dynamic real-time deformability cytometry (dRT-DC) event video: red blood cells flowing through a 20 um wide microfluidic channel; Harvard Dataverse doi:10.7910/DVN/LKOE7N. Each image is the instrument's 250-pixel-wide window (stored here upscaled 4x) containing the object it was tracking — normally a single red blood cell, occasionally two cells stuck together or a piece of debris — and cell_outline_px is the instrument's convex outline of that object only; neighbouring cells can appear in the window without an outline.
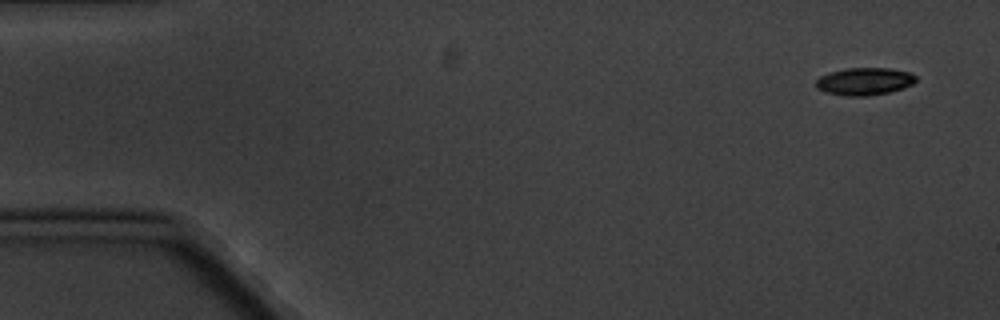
{"species": "common noctule bat (a hibernating species)", "species_latin": "Nyctalus noctula", "temperature_condition": "cold", "stored_images_in_passage": 6, "segment_of_instrument_passage": [1, 2], "camera_frame_rate_fps": 3000, "um_per_image_px": 0.085, "animal": {"sex": "male", "body_mass_g": 20.1, "forearm_length_mm": 53.5}, "frame": {"image": 1, "passage_image": 1, "time_ms": 0.0, "image_size_px": [1000, 320], "cell_outline_px": [[916, 80], [912, 84], [904, 88], [888, 92], [868, 96], [844, 96], [824, 92], [816, 88], [816, 80], [820, 76], [844, 68], [888, 68], [908, 72], [916, 76]], "centroid_in_image_um": [73.45, 6.92], "position_along_channel_um": 11.5, "area_um2": 16.01}}
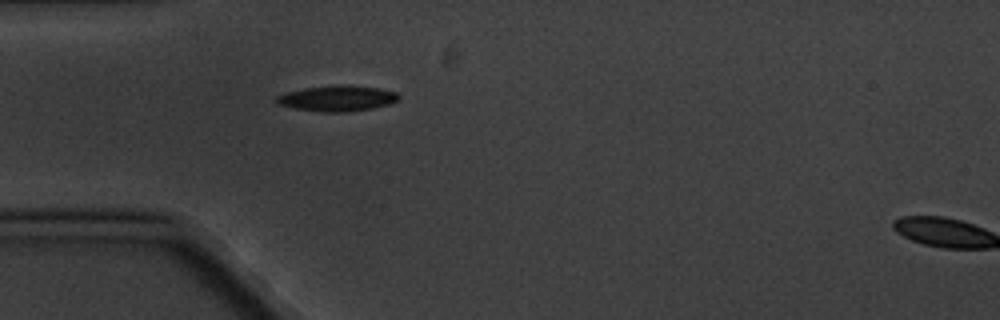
{"frame": {"image": 2, "passage_image": 5, "time_ms": 4.667, "image_size_px": [1000, 320], "cell_outline_px": [[400, 96], [396, 100], [388, 104], [372, 108], [348, 112], [324, 112], [292, 108], [276, 104], [272, 100], [276, 96], [284, 92], [304, 88], [340, 84], [380, 88], [396, 92]], "centroid_in_image_um": [28.58, 8.36], "position_along_channel_um": 56.4, "area_um2": 18.5}}